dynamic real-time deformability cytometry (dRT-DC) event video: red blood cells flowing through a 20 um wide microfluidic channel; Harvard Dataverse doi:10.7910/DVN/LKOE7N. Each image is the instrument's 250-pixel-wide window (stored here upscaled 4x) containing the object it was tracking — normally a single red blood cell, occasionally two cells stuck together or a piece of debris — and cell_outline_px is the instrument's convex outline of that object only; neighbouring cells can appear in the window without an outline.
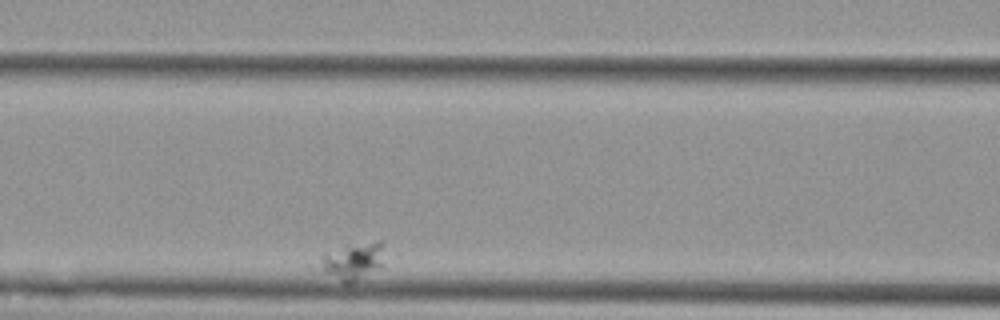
{"species": "Egyptian fruit bat (a non-hibernating species)", "species_latin": "Rousettus aegyptiacus", "temperature_condition": "cold", "stored_images_in_passage": 5, "camera_frame_rate_fps": 3000, "um_per_image_px": 0.085, "animal": {"sex": "female"}, "frame": {"image": 1, "passage_image": 5, "time_ms": 5.667, "image_size_px": [1000, 320], "cell_outline_px": [[384, 264], [380, 268], [348, 284], [344, 284], [308, 268], [324, 252], [376, 240], [380, 240]], "centroid_in_image_um": [29.77, 22.27], "position_along_channel_um": 136.8, "area_um2": 14.8}}